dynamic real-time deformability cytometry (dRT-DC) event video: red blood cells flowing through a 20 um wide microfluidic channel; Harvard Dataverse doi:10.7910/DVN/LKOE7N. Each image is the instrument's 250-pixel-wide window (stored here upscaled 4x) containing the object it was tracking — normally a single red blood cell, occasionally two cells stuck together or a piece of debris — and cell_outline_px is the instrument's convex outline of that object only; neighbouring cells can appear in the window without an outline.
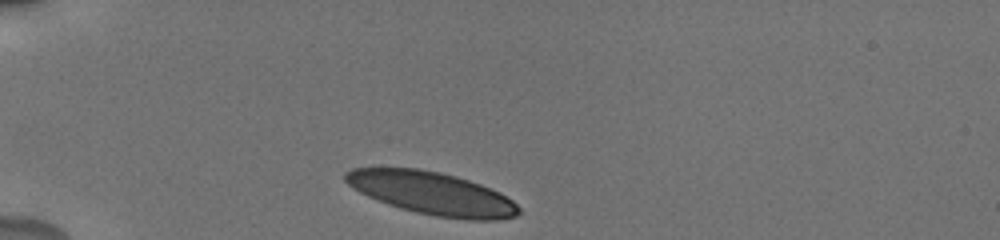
{"species": "human", "species_latin": "Homo sapiens", "temperature_condition": "cold", "stored_images_in_passage": 23, "camera_frame_rate_fps": 3000, "um_per_image_px": 0.085, "donor": {"sex": "male"}, "frame": {"image": 1, "passage_image": 1, "time_ms": 0.0, "image_size_px": [1000, 240], "cell_outline_px": [[520, 212], [516, 216], [500, 220], [468, 220], [436, 216], [416, 212], [400, 208], [388, 204], [368, 196], [352, 188], [344, 180], [344, 172], [352, 168], [420, 168], [440, 172], [456, 176], [480, 184], [500, 192], [512, 200], [520, 208]], "centroid_in_image_um": [36.73, 16.43], "position_along_channel_um": 48.3, "area_um2": 43.23}}
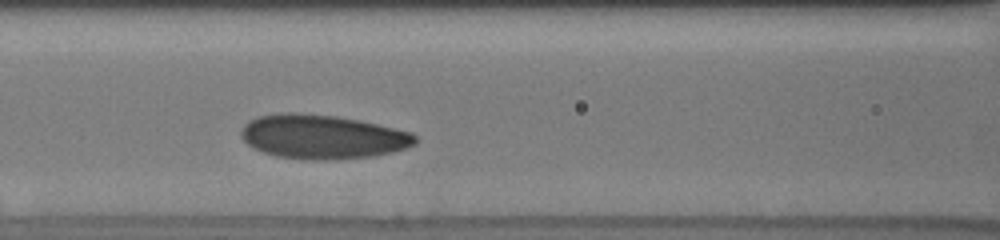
{"frame": {"image": 2, "passage_image": 16, "time_ms": 3.333, "image_size_px": [1000, 240], "cell_outline_px": [[416, 144], [408, 148], [392, 152], [372, 156], [316, 160], [304, 160], [276, 156], [252, 148], [240, 136], [240, 132], [244, 124], [248, 120], [260, 116], [288, 112], [292, 112], [336, 116], [360, 120], [412, 132], [416, 136]], "centroid_in_image_um": [27.4, 11.62], "position_along_channel_um": 139.2, "area_um2": 44.8}}
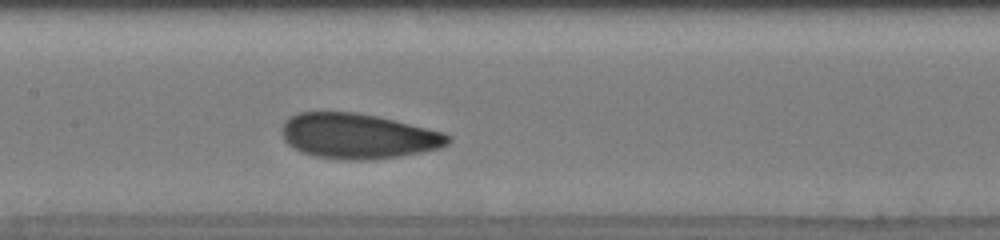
{"frame": {"image": 3, "passage_image": 20, "time_ms": 4.333, "image_size_px": [1000, 240], "cell_outline_px": [[452, 140], [448, 144], [440, 148], [400, 156], [364, 160], [344, 160], [316, 156], [300, 152], [288, 144], [284, 140], [284, 120], [296, 112], [356, 112], [376, 116], [444, 132], [452, 136]], "centroid_in_image_um": [30.44, 11.57], "position_along_channel_um": 177.0, "area_um2": 43.64}}